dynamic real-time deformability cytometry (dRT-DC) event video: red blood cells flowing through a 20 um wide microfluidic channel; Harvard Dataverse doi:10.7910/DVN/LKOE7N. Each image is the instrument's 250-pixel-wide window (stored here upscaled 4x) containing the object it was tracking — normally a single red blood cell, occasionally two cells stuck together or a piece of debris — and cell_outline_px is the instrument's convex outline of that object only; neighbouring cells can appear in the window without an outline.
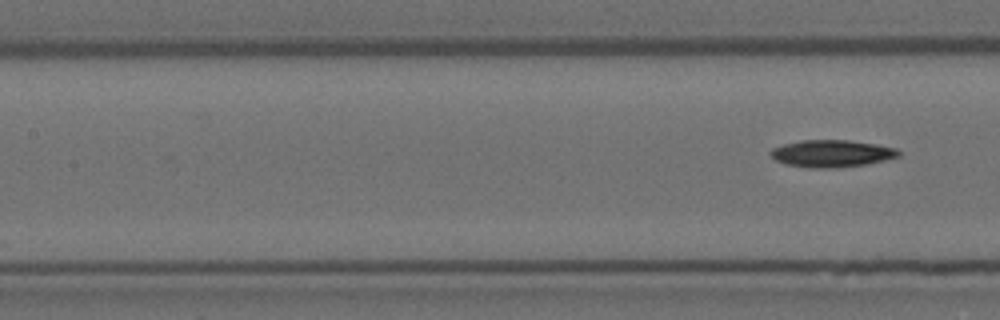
{"species": "Egyptian fruit bat (a non-hibernating species)", "species_latin": "Rousettus aegyptiacus", "temperature_condition": "room temperature", "stored_images_in_passage": 5, "segment_of_instrument_passage": [2, 2], "camera_frame_rate_fps": 3000, "um_per_image_px": 0.085, "animal": {"sex": "female"}, "frame": {"image": 1, "passage_image": 5, "time_ms": 1.333, "image_size_px": [1000, 320], "cell_outline_px": [[900, 156], [868, 164], [836, 168], [808, 168], [784, 164], [776, 160], [768, 152], [772, 148], [784, 144], [800, 140], [848, 140], [876, 144], [896, 148], [900, 152]], "centroid_in_image_um": [70.68, 13.05], "position_along_channel_um": 136.7, "area_um2": 20.4}}